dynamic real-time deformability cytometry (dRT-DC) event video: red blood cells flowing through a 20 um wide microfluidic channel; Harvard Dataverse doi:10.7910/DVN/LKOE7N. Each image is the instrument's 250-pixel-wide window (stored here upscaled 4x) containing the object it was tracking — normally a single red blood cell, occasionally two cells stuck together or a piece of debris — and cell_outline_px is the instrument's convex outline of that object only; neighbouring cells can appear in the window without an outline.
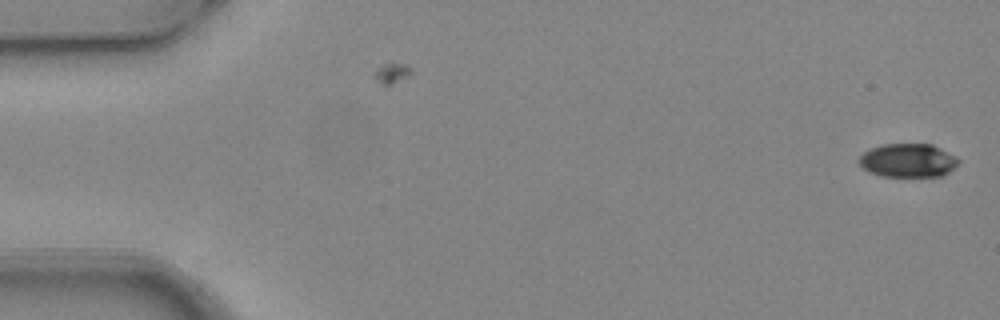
{"species": "common noctule bat (a hibernating species)", "species_latin": "Nyctalus noctula", "temperature_condition": "warm", "stored_images_in_passage": 7, "camera_frame_rate_fps": 3000, "um_per_image_px": 0.085, "animal": {"sex": "female", "body_mass_g": 24.6, "forearm_length_mm": 56.2}, "frame": {"image": 1, "passage_image": 1, "time_ms": 0.0, "image_size_px": [1000, 320], "cell_outline_px": [[960, 160], [944, 176], [880, 176], [868, 172], [856, 160], [864, 152], [880, 144], [932, 144], [956, 156]], "centroid_in_image_um": [77.15, 13.63], "position_along_channel_um": 7.8, "area_um2": 19.48}}
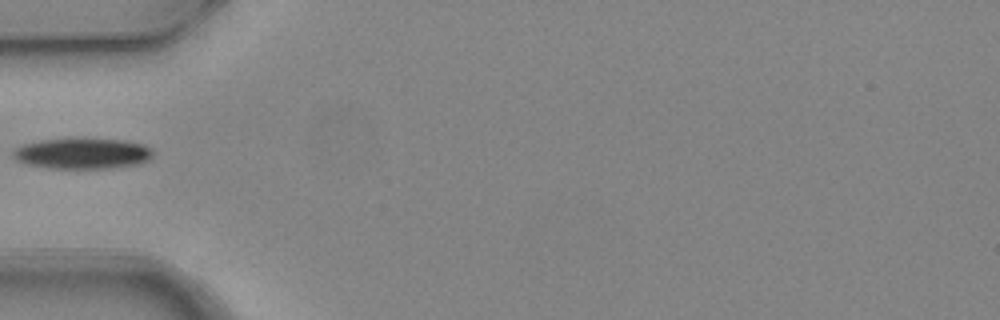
{"frame": {"image": 2, "passage_image": 6, "time_ms": 1.667, "image_size_px": [1000, 320], "cell_outline_px": [[152, 156], [148, 160], [140, 164], [108, 168], [48, 168], [24, 164], [16, 160], [12, 156], [12, 152], [16, 148], [24, 144], [40, 140], [124, 140], [144, 144], [152, 148]], "centroid_in_image_um": [7.0, 13.07], "position_along_channel_um": 78.0, "area_um2": 24.74}}
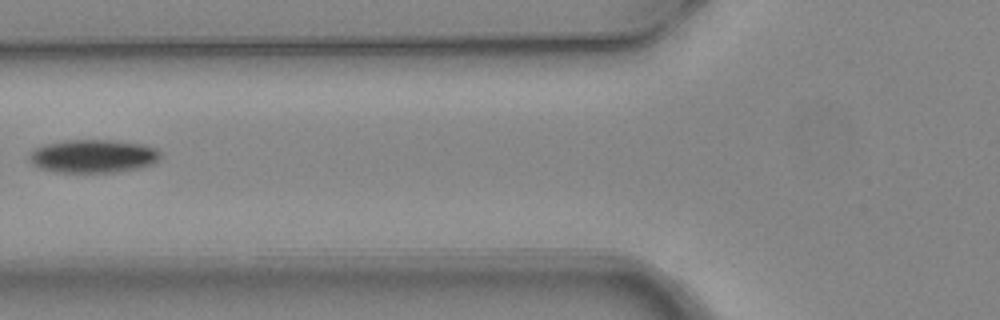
{"frame": {"image": 3, "passage_image": 7, "time_ms": 2.0, "image_size_px": [1000, 320], "cell_outline_px": [[160, 156], [152, 164], [140, 168], [116, 172], [52, 172], [40, 168], [32, 164], [28, 160], [28, 156], [36, 148], [44, 144], [68, 140], [112, 140], [144, 144], [156, 148], [160, 152]], "centroid_in_image_um": [7.9, 13.27], "position_along_channel_um": 117.9, "area_um2": 25.49}}